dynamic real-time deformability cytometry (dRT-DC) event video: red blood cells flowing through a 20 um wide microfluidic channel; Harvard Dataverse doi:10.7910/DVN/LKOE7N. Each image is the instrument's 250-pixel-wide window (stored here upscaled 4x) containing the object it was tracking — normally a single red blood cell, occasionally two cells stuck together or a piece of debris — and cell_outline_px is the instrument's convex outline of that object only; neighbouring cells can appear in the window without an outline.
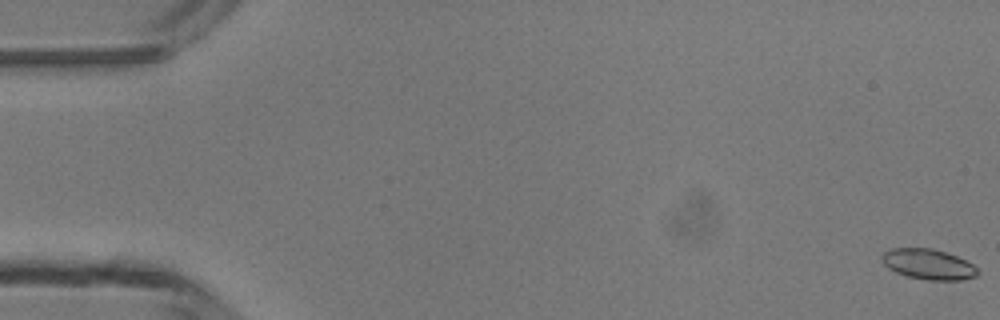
{"species": "common noctule bat (a hibernating species)", "species_latin": "Nyctalus noctula", "temperature_condition": "room temperature", "stored_images_in_passage": 7, "camera_frame_rate_fps": 3000, "um_per_image_px": 0.085, "animal": {"sex": "male", "body_mass_g": 13.3}, "frame": {"image": 1, "passage_image": 1, "time_ms": 0.0, "image_size_px": [1000, 320], "cell_outline_px": [[980, 272], [976, 276], [960, 280], [928, 280], [908, 276], [896, 272], [888, 268], [884, 264], [880, 256], [884, 252], [892, 248], [932, 248], [956, 256], [972, 264]], "centroid_in_image_um": [78.89, 22.46], "position_along_channel_um": 6.1, "area_um2": 16.82}}
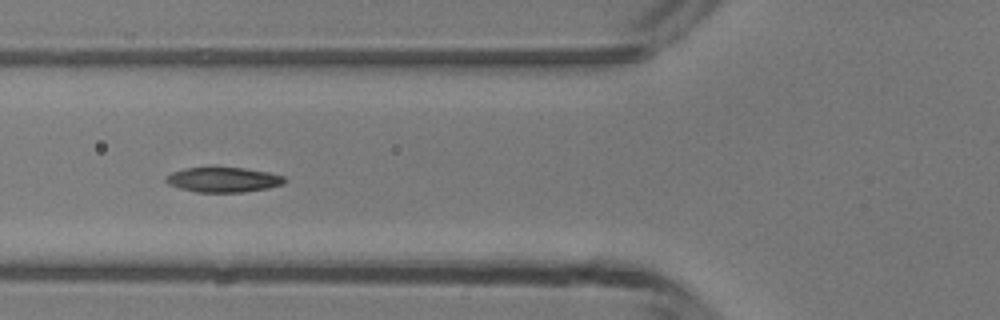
{"frame": {"image": 2, "passage_image": 6, "time_ms": 6.0, "image_size_px": [1000, 320], "cell_outline_px": [[288, 180], [284, 184], [268, 188], [244, 192], [196, 192], [180, 188], [168, 184], [164, 180], [172, 172], [184, 168], [244, 168], [268, 172], [284, 176]], "centroid_in_image_um": [19.02, 15.28], "position_along_channel_um": 106.8, "area_um2": 17.17}}
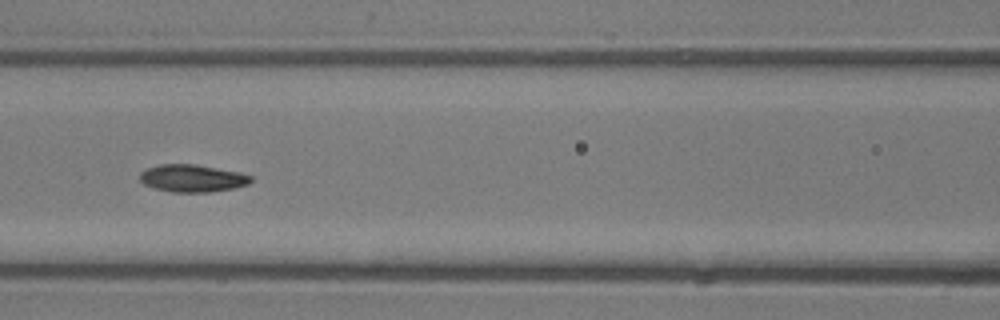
{"frame": {"image": 3, "passage_image": 7, "time_ms": 7.0, "image_size_px": [1000, 320], "cell_outline_px": [[252, 180], [248, 184], [232, 188], [208, 192], [172, 192], [152, 188], [144, 184], [140, 180], [140, 172], [148, 168], [160, 164], [192, 164], [240, 172], [252, 176]], "centroid_in_image_um": [16.32, 15.15], "position_along_channel_um": 150.3, "area_um2": 17.63}}